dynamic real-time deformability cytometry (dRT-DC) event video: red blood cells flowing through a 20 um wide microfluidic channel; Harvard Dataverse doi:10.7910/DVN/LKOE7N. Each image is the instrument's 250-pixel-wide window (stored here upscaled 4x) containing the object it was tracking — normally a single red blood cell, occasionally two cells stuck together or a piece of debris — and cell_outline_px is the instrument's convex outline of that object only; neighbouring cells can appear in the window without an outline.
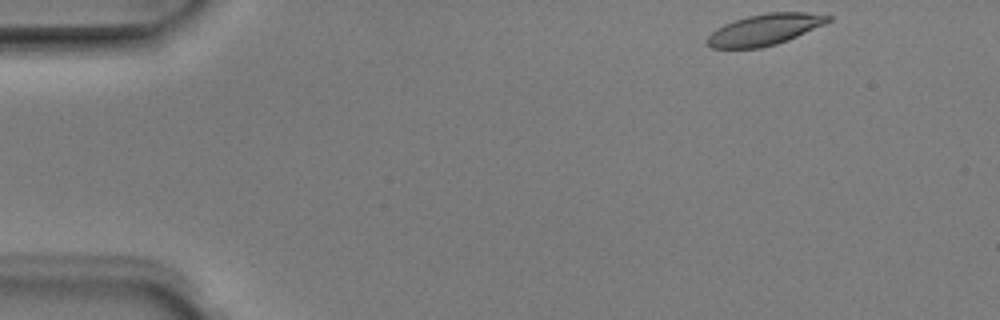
{"species": "Egyptian fruit bat (a non-hibernating species)", "species_latin": "Rousettus aegyptiacus", "temperature_condition": "room temperature", "stored_images_in_passage": 3, "camera_frame_rate_fps": 3000, "um_per_image_px": 0.085, "animal": {"sex": "male"}, "frame": {"image": 1, "passage_image": 1, "time_ms": 0.0, "image_size_px": [1000, 320], "cell_outline_px": [[832, 20], [824, 24], [788, 40], [776, 44], [760, 48], [712, 48], [704, 40], [716, 28], [724, 24], [748, 16], [768, 12], [808, 12], [832, 16]], "centroid_in_image_um": [65.0, 2.51], "position_along_channel_um": 20.0, "area_um2": 21.91}}
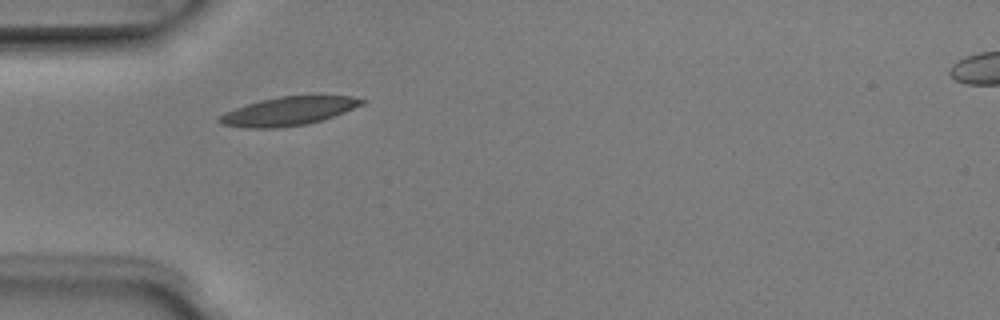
{"frame": {"image": 2, "passage_image": 3, "time_ms": 0.667, "image_size_px": [1000, 320], "cell_outline_px": [[364, 104], [344, 112], [308, 124], [276, 128], [248, 128], [220, 124], [216, 120], [220, 116], [236, 108], [260, 100], [280, 96], [352, 96], [364, 100]], "centroid_in_image_um": [24.51, 9.45], "position_along_channel_um": 60.5, "area_um2": 23.35}}